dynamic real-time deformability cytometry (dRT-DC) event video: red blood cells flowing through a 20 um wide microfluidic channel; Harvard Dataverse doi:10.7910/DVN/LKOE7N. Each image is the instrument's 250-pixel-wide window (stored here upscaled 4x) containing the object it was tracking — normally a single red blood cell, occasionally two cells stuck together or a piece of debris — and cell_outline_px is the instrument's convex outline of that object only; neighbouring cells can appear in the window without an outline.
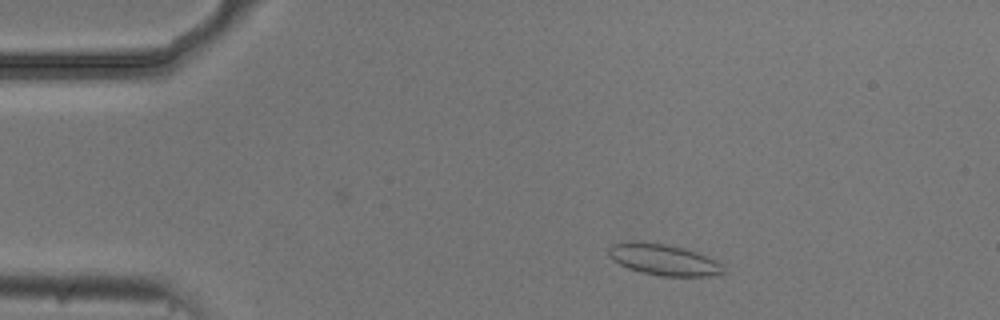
{"species": "common noctule bat (a hibernating species)", "species_latin": "Nyctalus noctula", "temperature_condition": "cold", "stored_images_in_passage": 42, "camera_frame_rate_fps": 3000, "um_per_image_px": 0.085, "animal": {"sex": "male", "body_mass_g": 20.5, "forearm_length_mm": 52.5}, "frame": {"image": 1, "passage_image": 7, "time_ms": 2.0, "image_size_px": [1000, 320], "cell_outline_px": [[724, 272], [712, 276], [660, 276], [628, 268], [612, 260], [608, 256], [608, 248], [612, 244], [628, 240], [636, 240], [664, 244], [684, 248], [696, 252], [720, 264], [724, 268]], "centroid_in_image_um": [56.32, 22.05], "position_along_channel_um": 28.7, "area_um2": 20.75}}
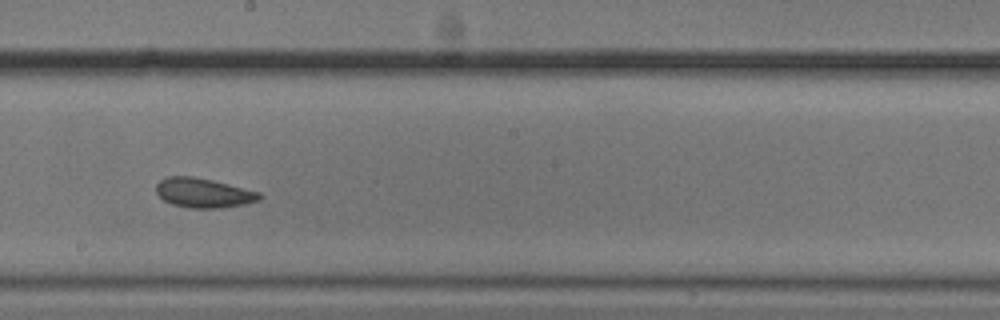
{"frame": {"image": 2, "passage_image": 28, "time_ms": 9.0, "image_size_px": [1000, 320], "cell_outline_px": [[264, 196], [260, 200], [244, 204], [220, 208], [192, 208], [172, 204], [164, 200], [156, 192], [156, 184], [160, 180], [168, 176], [192, 176], [212, 180], [260, 192]], "centroid_in_image_um": [17.31, 16.39], "position_along_channel_um": 230.9, "area_um2": 17.74}}
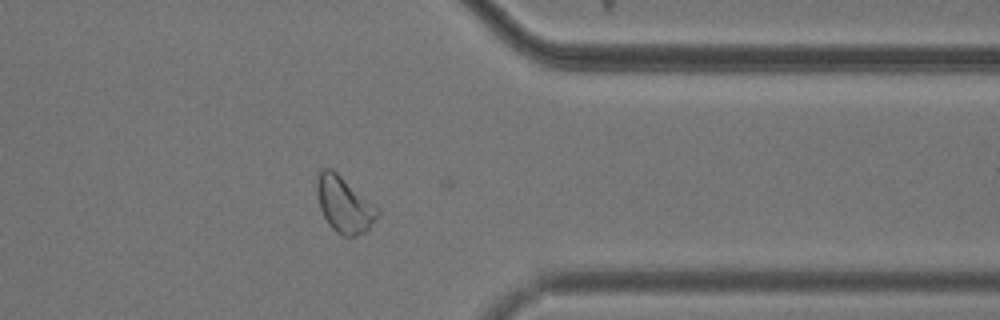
{"frame": {"image": 3, "passage_image": 41, "time_ms": 13.333, "image_size_px": [1000, 320], "cell_outline_px": [[380, 216], [364, 232], [356, 236], [344, 236], [336, 232], [328, 224], [320, 208], [316, 192], [316, 180], [320, 168], [332, 168], [380, 208]], "centroid_in_image_um": [29.26, 17.37], "position_along_channel_um": 382.1, "area_um2": 20.06}, "authors_computed_cell_mechanics": {"area_um2": 18.0914, "velocity_mm_per_s": 3.7001, "shape_relaxation_time_tau1_ms": 2.935, "shape_relaxation_time_tau2_ms": 2.0028, "deformation_change_tau1": 0.0835, "deformation_change_tau2": 0.0754}}